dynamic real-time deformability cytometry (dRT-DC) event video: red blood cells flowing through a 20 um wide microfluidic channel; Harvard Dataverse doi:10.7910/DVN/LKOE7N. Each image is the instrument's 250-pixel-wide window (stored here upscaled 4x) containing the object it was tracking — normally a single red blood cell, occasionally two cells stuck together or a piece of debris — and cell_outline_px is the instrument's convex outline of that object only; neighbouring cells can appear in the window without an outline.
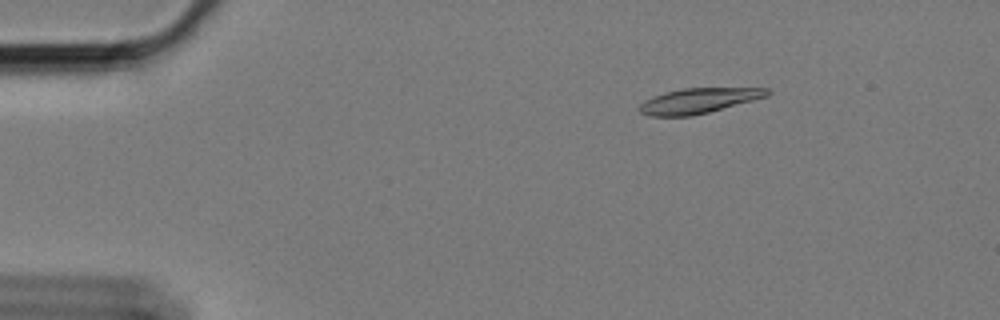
{"species": "Egyptian fruit bat (a non-hibernating species)", "species_latin": "Rousettus aegyptiacus", "temperature_condition": "cold", "stored_images_in_passage": 4, "camera_frame_rate_fps": 3000, "um_per_image_px": 0.085, "animal": {"sex": "female"}, "frame": {"image": 1, "passage_image": 1, "time_ms": 0.0, "image_size_px": [1000, 320], "cell_outline_px": [[772, 92], [768, 96], [708, 112], [692, 116], [648, 116], [640, 112], [640, 104], [644, 100], [652, 96], [664, 92], [680, 88], [768, 88]], "centroid_in_image_um": [59.36, 8.55], "position_along_channel_um": 25.6, "area_um2": 18.73}}